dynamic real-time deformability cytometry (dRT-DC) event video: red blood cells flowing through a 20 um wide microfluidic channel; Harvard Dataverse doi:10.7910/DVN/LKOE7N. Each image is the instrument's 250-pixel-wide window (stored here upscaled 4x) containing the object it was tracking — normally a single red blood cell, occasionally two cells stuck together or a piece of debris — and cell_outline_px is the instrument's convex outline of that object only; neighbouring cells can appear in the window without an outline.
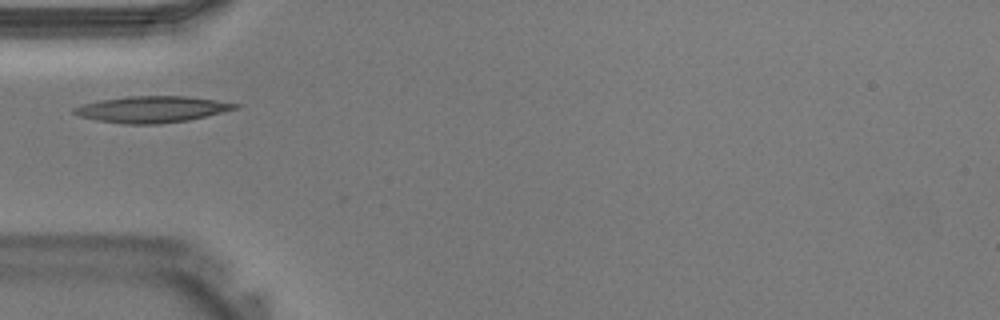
{"species": "Egyptian fruit bat (a non-hibernating species)", "species_latin": "Rousettus aegyptiacus", "temperature_condition": "warm", "stored_images_in_passage": 28, "camera_frame_rate_fps": 3000, "um_per_image_px": 0.085, "animal": {"sex": "male"}, "frame": {"image": 1, "passage_image": 3, "time_ms": 0.667, "image_size_px": [1000, 320], "cell_outline_px": [[240, 108], [188, 120], [160, 124], [124, 124], [96, 120], [80, 116], [72, 112], [72, 108], [84, 104], [100, 100], [128, 96], [188, 96], [216, 100], [240, 104]], "centroid_in_image_um": [12.93, 9.29], "position_along_channel_um": 72.1, "area_um2": 24.74}}
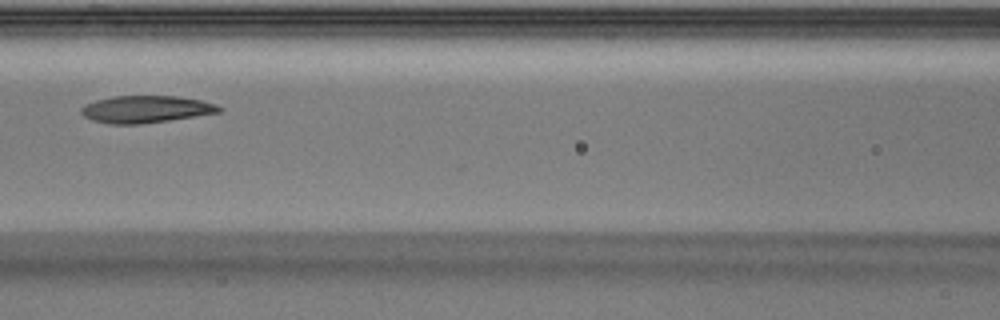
{"frame": {"image": 2, "passage_image": 8, "time_ms": 2.333, "image_size_px": [1000, 320], "cell_outline_px": [[224, 112], [140, 124], [108, 124], [92, 120], [84, 116], [80, 112], [80, 108], [84, 104], [96, 100], [112, 96], [176, 96], [200, 100], [216, 104], [224, 108]], "centroid_in_image_um": [12.4, 9.28], "position_along_channel_um": 154.2, "area_um2": 21.96}}
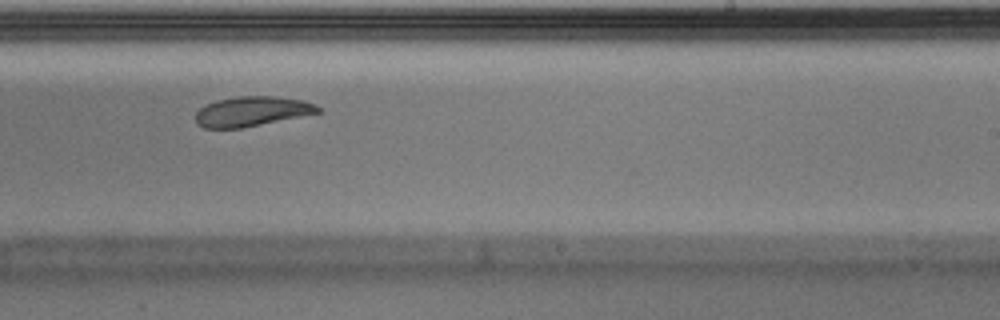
{"frame": {"image": 3, "passage_image": 15, "time_ms": 4.667, "image_size_px": [1000, 320], "cell_outline_px": [[324, 112], [240, 128], [204, 128], [196, 124], [196, 112], [200, 108], [216, 100], [236, 96], [276, 96], [304, 100], [316, 104]], "centroid_in_image_um": [21.45, 9.46], "position_along_channel_um": 267.6, "area_um2": 21.39}}